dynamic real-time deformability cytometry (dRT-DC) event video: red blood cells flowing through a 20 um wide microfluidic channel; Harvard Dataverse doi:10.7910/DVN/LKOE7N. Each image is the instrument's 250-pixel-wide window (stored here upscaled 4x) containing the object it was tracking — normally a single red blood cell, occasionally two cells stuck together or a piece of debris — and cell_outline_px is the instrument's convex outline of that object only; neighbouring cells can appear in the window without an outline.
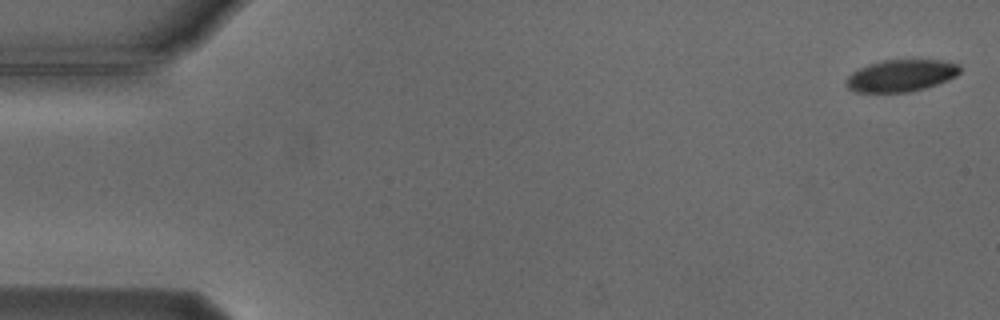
{"species": "Egyptian fruit bat (a non-hibernating species)", "species_latin": "Rousettus aegyptiacus", "temperature_condition": "cold", "stored_images_in_passage": 7, "camera_frame_rate_fps": 3000, "um_per_image_px": 0.085, "animal": {"sex": "male"}, "frame": {"image": 1, "passage_image": 1, "time_ms": 0.0, "image_size_px": [1000, 320], "cell_outline_px": [[960, 72], [956, 76], [948, 80], [924, 88], [908, 92], [856, 92], [848, 88], [844, 84], [848, 76], [852, 72], [868, 64], [880, 60], [940, 60], [960, 64]], "centroid_in_image_um": [76.57, 6.42], "position_along_channel_um": 8.4, "area_um2": 21.21}}
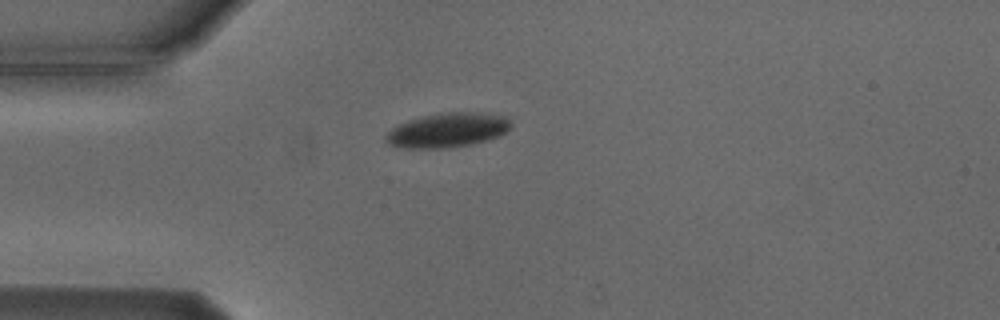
{"frame": {"image": 2, "passage_image": 4, "time_ms": 4.333, "image_size_px": [1000, 320], "cell_outline_px": [[512, 128], [508, 132], [500, 136], [472, 144], [448, 148], [400, 148], [388, 144], [384, 140], [384, 136], [396, 124], [408, 120], [424, 116], [448, 112], [480, 112], [508, 116], [512, 120]], "centroid_in_image_um": [38.08, 11.06], "position_along_channel_um": 46.9, "area_um2": 25.61}}
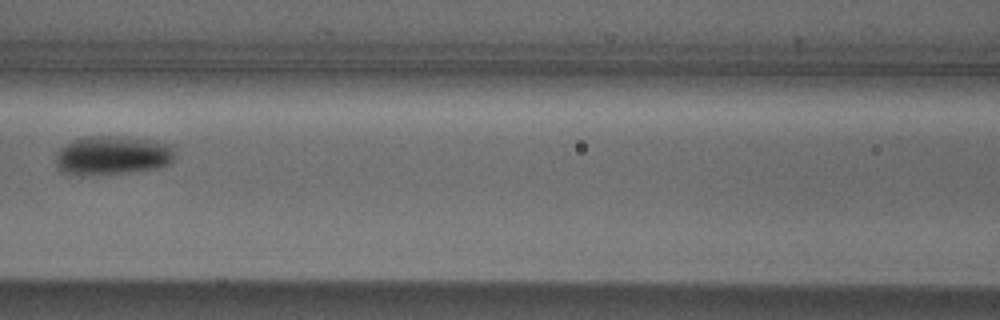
{"frame": {"image": 3, "passage_image": 7, "time_ms": 7.667, "image_size_px": [1000, 320], "cell_outline_px": [[176, 156], [168, 164], [156, 168], [124, 172], [88, 176], [80, 176], [60, 172], [56, 168], [56, 152], [64, 144], [72, 140], [88, 136], [112, 136], [148, 140], [172, 144], [176, 152]], "centroid_in_image_um": [9.5, 13.22], "position_along_channel_um": 157.1, "area_um2": 27.34}}